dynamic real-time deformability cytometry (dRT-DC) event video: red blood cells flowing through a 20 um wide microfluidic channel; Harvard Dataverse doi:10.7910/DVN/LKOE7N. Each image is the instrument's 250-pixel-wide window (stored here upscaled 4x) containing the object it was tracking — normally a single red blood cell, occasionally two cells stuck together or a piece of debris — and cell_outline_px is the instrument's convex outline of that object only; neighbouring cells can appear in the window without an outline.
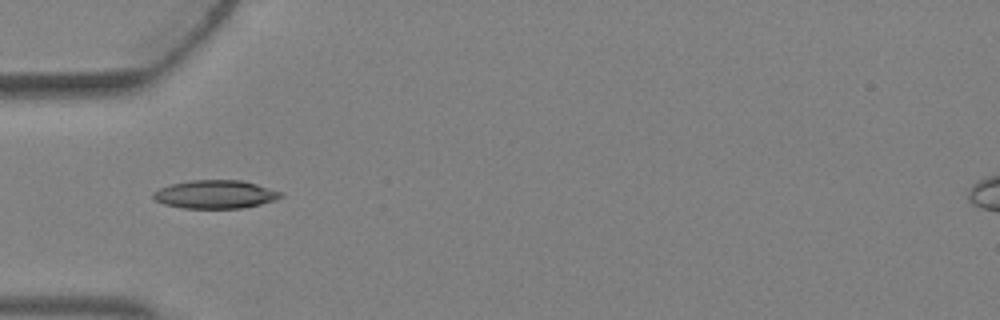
{"species": "Egyptian fruit bat (a non-hibernating species)", "species_latin": "Rousettus aegyptiacus", "temperature_condition": "warm", "stored_images_in_passage": 4, "camera_frame_rate_fps": 3000, "um_per_image_px": 0.085, "animal": {"sex": "female"}, "frame": {"image": 1, "passage_image": 4, "time_ms": 1.0, "image_size_px": [1000, 320], "cell_outline_px": [[284, 196], [276, 200], [260, 204], [240, 208], [184, 208], [164, 204], [156, 200], [152, 196], [152, 192], [160, 188], [172, 184], [192, 180], [244, 180], [284, 192]], "centroid_in_image_um": [18.35, 16.51], "position_along_channel_um": 66.7, "area_um2": 21.1}}